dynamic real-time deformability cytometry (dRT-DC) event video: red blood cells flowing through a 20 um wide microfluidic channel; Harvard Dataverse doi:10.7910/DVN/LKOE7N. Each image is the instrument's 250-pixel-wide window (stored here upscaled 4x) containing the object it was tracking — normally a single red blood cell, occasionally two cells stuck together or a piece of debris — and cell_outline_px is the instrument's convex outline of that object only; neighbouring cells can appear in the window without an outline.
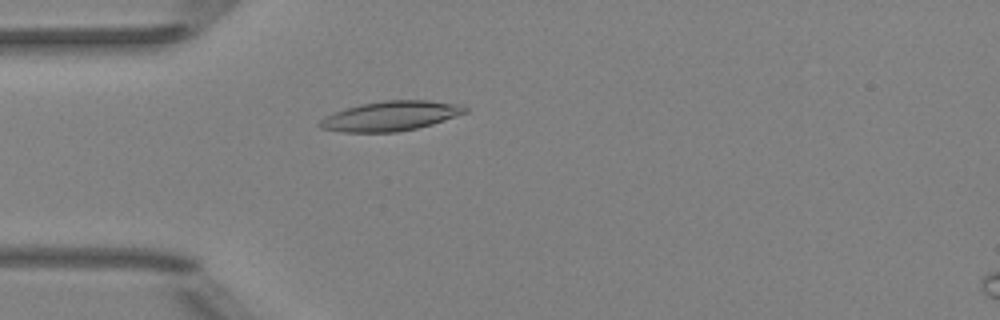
{"species": "Egyptian fruit bat (a non-hibernating species)", "species_latin": "Rousettus aegyptiacus", "temperature_condition": "room temperature", "stored_images_in_passage": 47, "camera_frame_rate_fps": 3000, "um_per_image_px": 0.085, "animal": {"sex": "female"}, "frame": {"image": 1, "passage_image": 10, "time_ms": 3.0, "image_size_px": [1000, 320], "cell_outline_px": [[468, 112], [432, 124], [400, 132], [344, 132], [320, 128], [316, 124], [324, 116], [344, 108], [360, 104], [384, 100], [428, 100], [460, 104], [468, 108]], "centroid_in_image_um": [33.18, 9.85], "position_along_channel_um": 51.8, "area_um2": 25.32}}
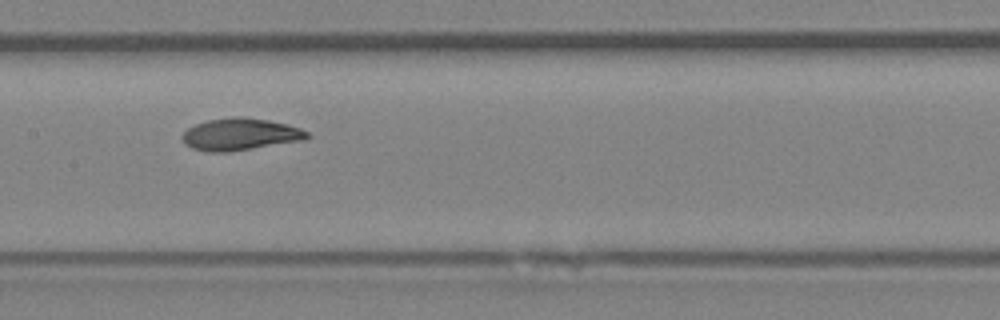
{"frame": {"image": 2, "passage_image": 21, "time_ms": 6.667, "image_size_px": [1000, 320], "cell_outline_px": [[312, 136], [304, 140], [228, 152], [208, 152], [192, 148], [184, 144], [180, 136], [188, 128], [196, 124], [208, 120], [236, 116], [240, 116], [268, 120], [288, 124], [300, 128], [308, 132]], "centroid_in_image_um": [20.41, 11.42], "position_along_channel_um": 187.0, "area_um2": 23.41}}
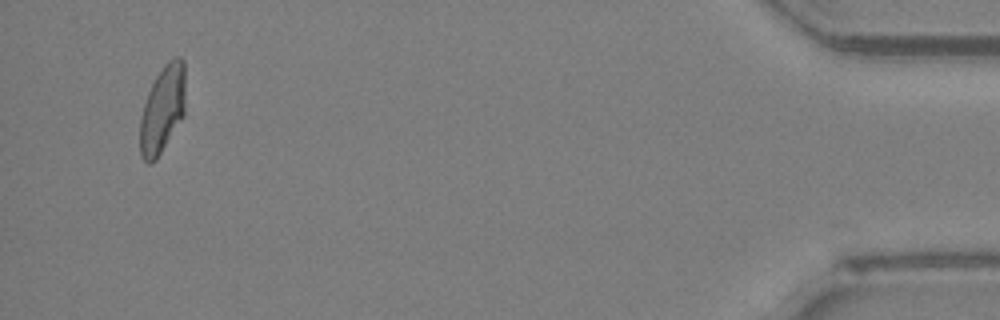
{"frame": {"image": 3, "passage_image": 45, "time_ms": 14.667, "image_size_px": [1000, 320], "cell_outline_px": [[184, 116], [156, 160], [148, 164], [140, 156], [140, 116], [148, 92], [156, 76], [164, 64], [168, 60], [176, 56], [180, 56], [184, 60]], "centroid_in_image_um": [13.8, 9.29], "position_along_channel_um": 421.4, "area_um2": 23.18}, "authors_computed_cell_mechanics": {"area_um2": 23.0044, "velocity_mm_per_s": 3.9462, "shape_relaxation_time_tau1_ms": 7.0757, "shape_relaxation_time_tau2_ms": 1.6636, "deformation_change_tau1": 0.214, "deformation_change_tau2": 0.0631}}